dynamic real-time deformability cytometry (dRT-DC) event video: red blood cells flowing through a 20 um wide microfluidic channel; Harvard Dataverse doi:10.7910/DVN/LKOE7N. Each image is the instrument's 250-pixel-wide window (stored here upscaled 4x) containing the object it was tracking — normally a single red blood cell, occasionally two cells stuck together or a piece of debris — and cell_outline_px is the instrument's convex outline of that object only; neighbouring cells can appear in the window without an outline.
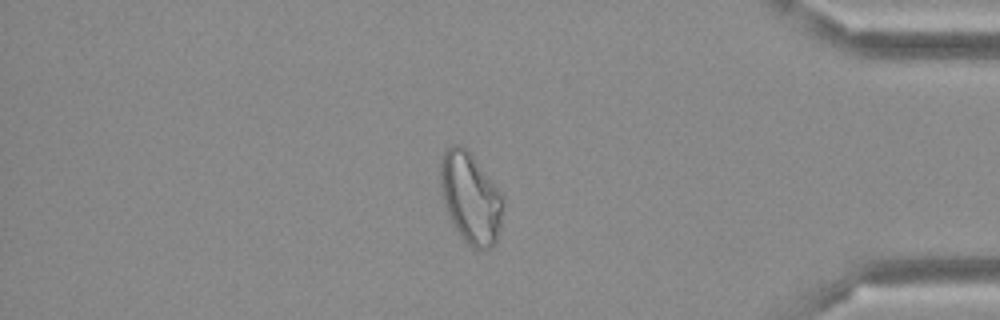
{"species": "Egyptian fruit bat (a non-hibernating species)", "species_latin": "Rousettus aegyptiacus", "temperature_condition": "cold", "stored_images_in_passage": 47, "camera_frame_rate_fps": 3000, "um_per_image_px": 0.085, "frame": {"image": 1, "passage_image": 40, "time_ms": 13.0, "image_size_px": [1000, 320], "cell_outline_px": [[504, 208], [496, 244], [492, 248], [480, 252], [472, 248], [464, 240], [452, 224], [444, 204], [440, 184], [440, 156], [452, 144], [460, 144], [472, 156], [504, 196]], "centroid_in_image_um": [40.01, 16.88], "position_along_channel_um": 395.2, "area_um2": 33.47}}